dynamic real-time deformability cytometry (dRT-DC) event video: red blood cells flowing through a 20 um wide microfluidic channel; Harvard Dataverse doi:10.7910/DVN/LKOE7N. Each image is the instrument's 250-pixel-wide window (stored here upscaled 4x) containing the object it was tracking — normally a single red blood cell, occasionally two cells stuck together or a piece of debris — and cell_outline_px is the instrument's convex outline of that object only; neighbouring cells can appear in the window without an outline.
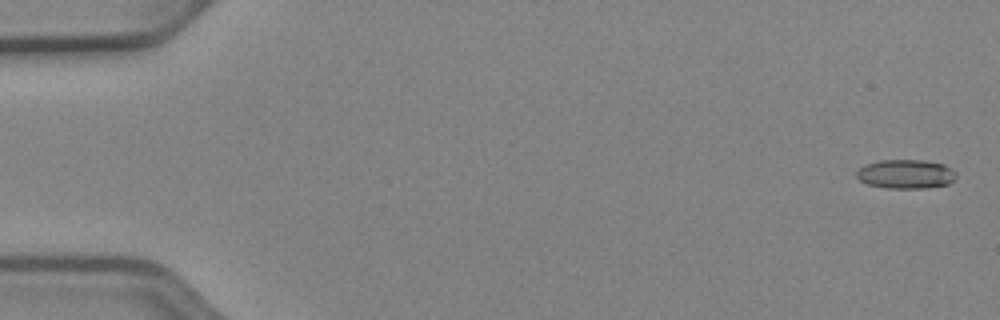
{"species": "Egyptian fruit bat (a non-hibernating species)", "species_latin": "Rousettus aegyptiacus", "temperature_condition": "cold", "stored_images_in_passage": 54, "segment_of_instrument_passage": [1, 2], "camera_frame_rate_fps": 3000, "um_per_image_px": 0.085, "animal": {"sex": "female"}, "frame": {"image": 1, "passage_image": 2, "time_ms": 0.333, "image_size_px": [1000, 320], "cell_outline_px": [[956, 176], [948, 184], [924, 188], [888, 188], [868, 184], [860, 180], [856, 176], [856, 172], [864, 164], [880, 160], [924, 160], [944, 164], [952, 168], [956, 172]], "centroid_in_image_um": [76.99, 14.78], "position_along_channel_um": 8.0, "area_um2": 16.88}}
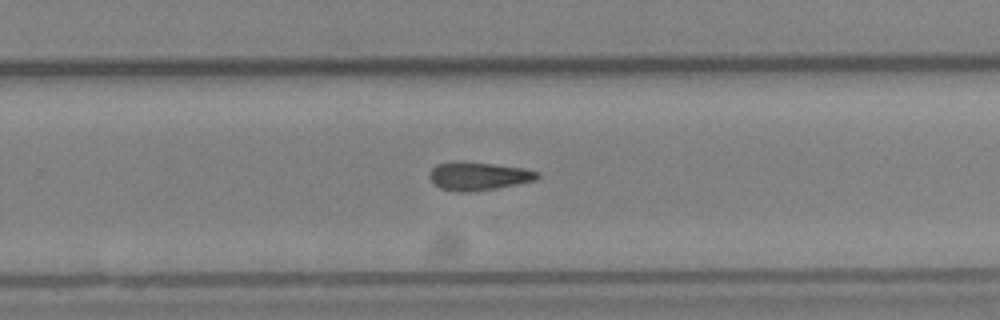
{"frame": {"image": 2, "passage_image": 35, "time_ms": 11.333, "image_size_px": [1000, 320], "cell_outline_px": [[540, 176], [536, 180], [496, 188], [468, 192], [460, 192], [440, 188], [432, 184], [428, 176], [432, 168], [436, 164], [492, 164], [524, 168], [536, 172]], "centroid_in_image_um": [40.66, 15.01], "position_along_channel_um": 289.1, "area_um2": 16.99}}
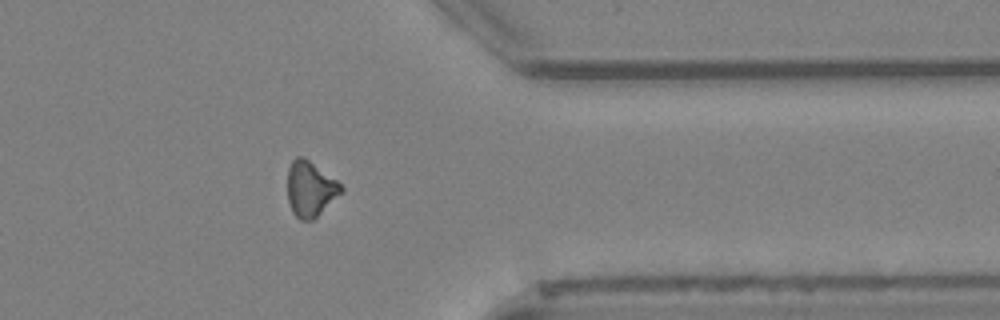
{"frame": {"image": 3, "passage_image": 43, "time_ms": 14.0, "image_size_px": [1000, 320], "cell_outline_px": [[344, 192], [312, 220], [300, 220], [292, 212], [288, 200], [288, 168], [292, 160], [296, 156], [304, 156], [336, 180], [344, 188]], "centroid_in_image_um": [26.38, 16.05], "position_along_channel_um": 385.0, "area_um2": 17.34}}